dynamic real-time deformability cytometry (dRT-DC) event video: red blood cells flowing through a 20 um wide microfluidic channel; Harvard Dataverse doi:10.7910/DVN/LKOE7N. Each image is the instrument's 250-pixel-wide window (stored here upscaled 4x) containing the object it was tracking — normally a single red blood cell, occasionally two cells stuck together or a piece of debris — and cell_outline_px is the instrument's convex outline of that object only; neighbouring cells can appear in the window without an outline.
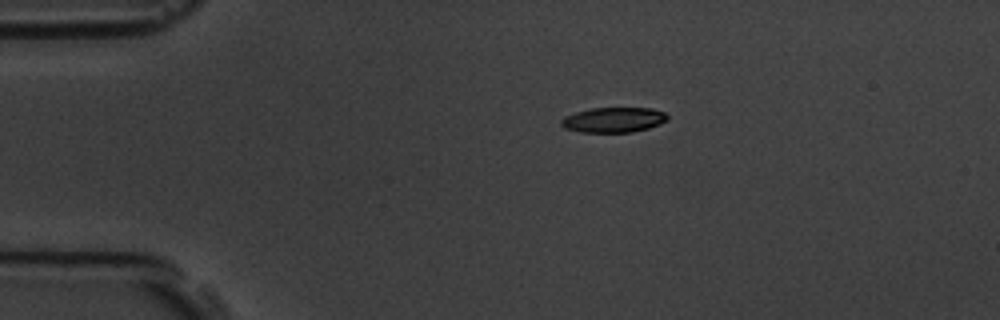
{"species": "common noctule bat (a hibernating species)", "species_latin": "Nyctalus noctula", "temperature_condition": "room temperature", "stored_images_in_passage": 4, "camera_frame_rate_fps": 3000, "um_per_image_px": 0.085, "animal": {"sex": "male", "body_mass_g": 19.5, "forearm_length_mm": 54.6}, "frame": {"image": 1, "passage_image": 1, "time_ms": 0.0, "image_size_px": [1000, 320], "cell_outline_px": [[668, 120], [660, 124], [648, 128], [632, 132], [580, 132], [564, 128], [560, 124], [560, 120], [564, 116], [576, 112], [592, 108], [652, 108], [664, 112], [668, 116]], "centroid_in_image_um": [52.14, 10.19], "position_along_channel_um": 32.9, "area_um2": 15.61}}
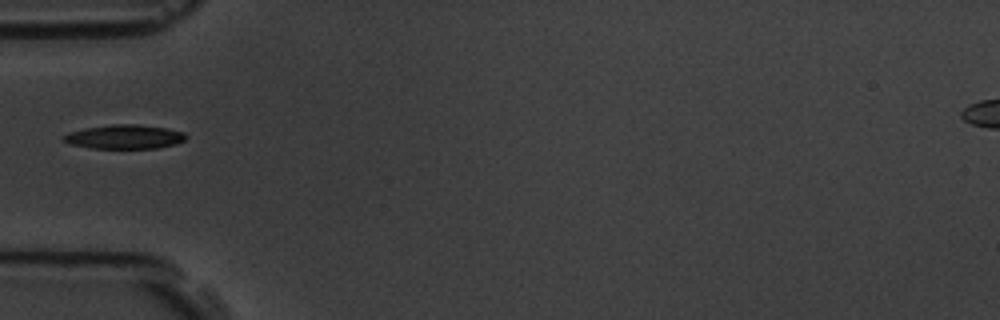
{"frame": {"image": 2, "passage_image": 3, "time_ms": 2.333, "image_size_px": [1000, 320], "cell_outline_px": [[188, 136], [184, 140], [176, 144], [156, 148], [92, 148], [72, 144], [60, 140], [68, 132], [84, 128], [112, 124], [136, 124], [168, 128], [184, 132]], "centroid_in_image_um": [10.6, 11.62], "position_along_channel_um": 74.4, "area_um2": 17.22}}
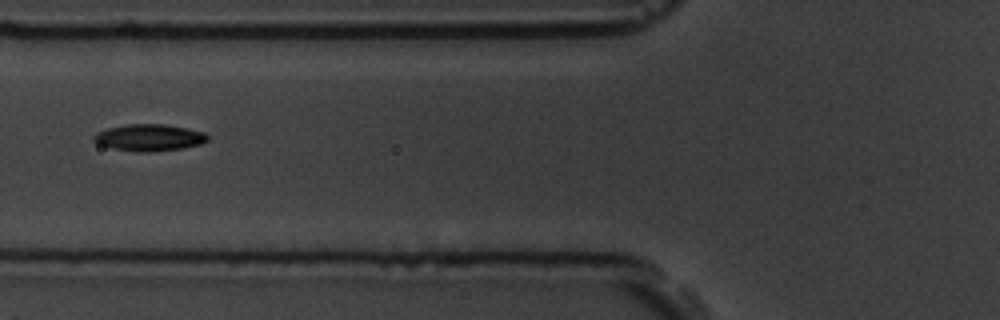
{"frame": {"image": 3, "passage_image": 4, "time_ms": 3.333, "image_size_px": [1000, 320], "cell_outline_px": [[208, 140], [200, 144], [184, 148], [148, 152], [136, 152], [112, 148], [100, 144], [92, 140], [92, 136], [96, 132], [108, 128], [128, 124], [164, 124], [188, 128], [204, 132], [208, 136]], "centroid_in_image_um": [12.68, 11.69], "position_along_channel_um": 113.1, "area_um2": 17.8}}